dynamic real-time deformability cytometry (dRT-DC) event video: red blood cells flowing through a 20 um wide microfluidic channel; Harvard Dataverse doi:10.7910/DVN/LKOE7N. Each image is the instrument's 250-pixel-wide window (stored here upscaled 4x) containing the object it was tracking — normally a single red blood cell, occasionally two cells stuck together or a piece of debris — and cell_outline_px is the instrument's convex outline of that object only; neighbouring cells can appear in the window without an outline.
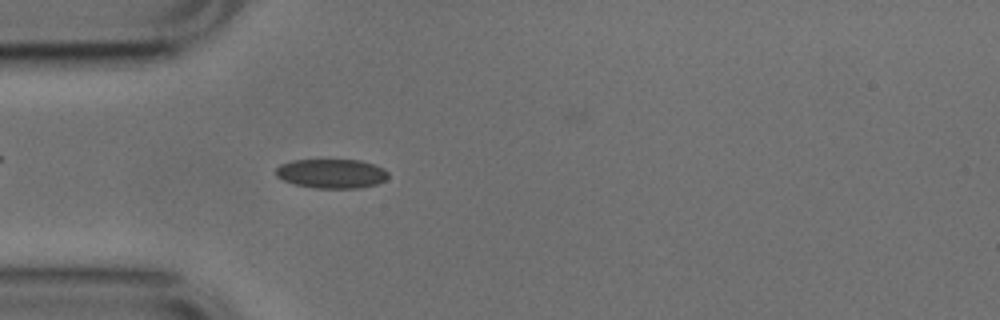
{"species": "common noctule bat (a hibernating species)", "species_latin": "Nyctalus noctula", "temperature_condition": "cold", "stored_images_in_passage": 46, "camera_frame_rate_fps": 3000, "um_per_image_px": 0.085, "animal": {"sex": "male", "body_mass_g": 17.9, "forearm_length_mm": 54.2}, "frame": {"image": 1, "passage_image": 14, "time_ms": 4.333, "image_size_px": [1000, 320], "cell_outline_px": [[388, 176], [384, 180], [376, 184], [360, 188], [316, 188], [292, 184], [276, 176], [276, 168], [280, 164], [292, 160], [360, 160], [384, 168], [388, 172]], "centroid_in_image_um": [28.16, 14.75], "position_along_channel_um": 56.8, "area_um2": 19.19}, "authors_computed_cell_mechanics": {"area_um2": 18.6983, "velocity_mm_per_s": 3.7868, "shape_relaxation_time_tau1_ms": null, "shape_relaxation_time_tau2_ms": 3.1053, "deformation_change_tau1": null, "deformation_change_tau2": 0.0677}}